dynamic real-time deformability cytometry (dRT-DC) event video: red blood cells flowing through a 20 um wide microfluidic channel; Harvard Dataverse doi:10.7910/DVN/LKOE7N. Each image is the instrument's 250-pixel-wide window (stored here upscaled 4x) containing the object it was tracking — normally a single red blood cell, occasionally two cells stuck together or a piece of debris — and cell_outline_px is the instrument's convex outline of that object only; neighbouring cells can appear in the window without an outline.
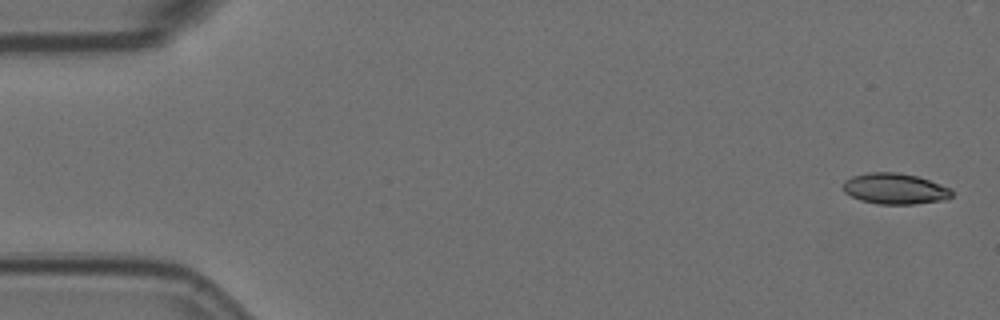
{"species": "Egyptian fruit bat (a non-hibernating species)", "species_latin": "Rousettus aegyptiacus", "temperature_condition": "room temperature", "stored_images_in_passage": 5, "camera_frame_rate_fps": 3000, "um_per_image_px": 0.085, "animal": {"sex": "female"}, "frame": {"image": 1, "passage_image": 1, "time_ms": 0.0, "image_size_px": [1000, 320], "cell_outline_px": [[952, 196], [944, 200], [912, 204], [876, 204], [860, 200], [844, 192], [844, 180], [852, 176], [868, 172], [896, 172], [916, 176], [952, 188]], "centroid_in_image_um": [76.06, 16.04], "position_along_channel_um": 8.9, "area_um2": 19.54}}
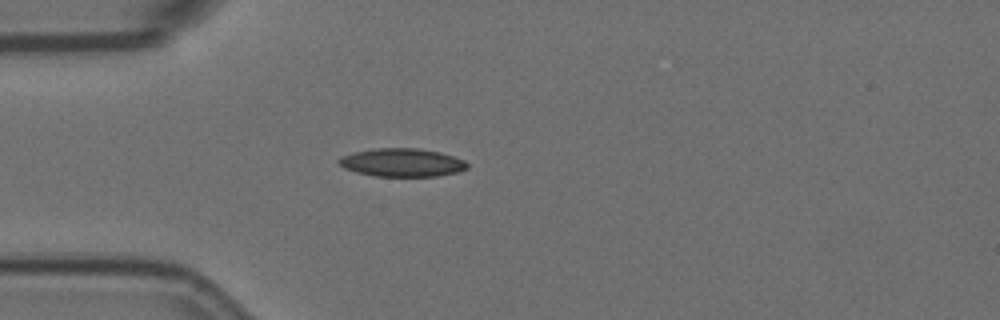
{"frame": {"image": 2, "passage_image": 5, "time_ms": 1.333, "image_size_px": [1000, 320], "cell_outline_px": [[468, 168], [456, 172], [436, 176], [372, 176], [356, 172], [344, 168], [336, 164], [336, 160], [340, 156], [352, 152], [376, 148], [416, 148], [440, 152], [464, 160], [468, 164]], "centroid_in_image_um": [34.1, 13.81], "position_along_channel_um": 50.9, "area_um2": 21.27}}